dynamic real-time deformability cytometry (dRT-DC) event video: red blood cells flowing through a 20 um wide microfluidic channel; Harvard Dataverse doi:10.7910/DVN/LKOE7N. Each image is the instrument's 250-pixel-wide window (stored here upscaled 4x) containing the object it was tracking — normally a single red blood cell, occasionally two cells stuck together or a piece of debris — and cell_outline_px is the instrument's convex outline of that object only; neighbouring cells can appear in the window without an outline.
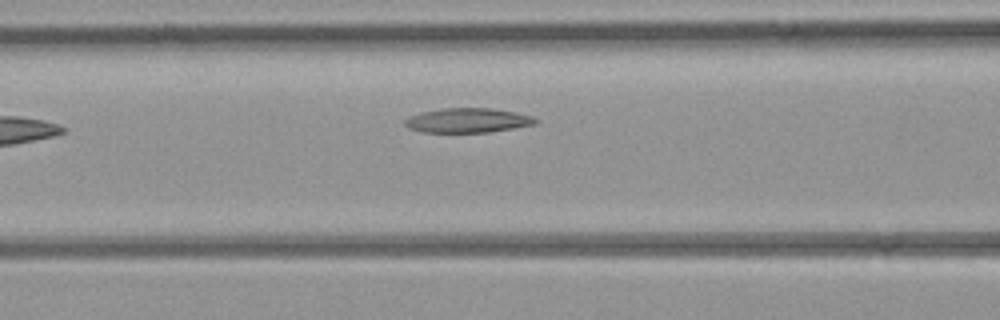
{"species": "common noctule bat (a hibernating species)", "species_latin": "Nyctalus noctula", "temperature_condition": "room temperature", "stored_images_in_passage": 4, "segment_of_instrument_passage": [1, 2], "camera_frame_rate_fps": 3000, "um_per_image_px": 0.085, "animal": {"sex": "female", "body_mass_g": 21.9}, "frame": {"image": 1, "passage_image": 3, "time_ms": 2.333, "image_size_px": [1000, 320], "cell_outline_px": [[536, 124], [516, 128], [488, 132], [420, 132], [408, 128], [404, 124], [404, 120], [408, 116], [420, 112], [444, 108], [492, 108], [516, 112], [532, 116], [536, 120]], "centroid_in_image_um": [39.72, 10.23], "position_along_channel_um": 126.9, "area_um2": 18.79}}